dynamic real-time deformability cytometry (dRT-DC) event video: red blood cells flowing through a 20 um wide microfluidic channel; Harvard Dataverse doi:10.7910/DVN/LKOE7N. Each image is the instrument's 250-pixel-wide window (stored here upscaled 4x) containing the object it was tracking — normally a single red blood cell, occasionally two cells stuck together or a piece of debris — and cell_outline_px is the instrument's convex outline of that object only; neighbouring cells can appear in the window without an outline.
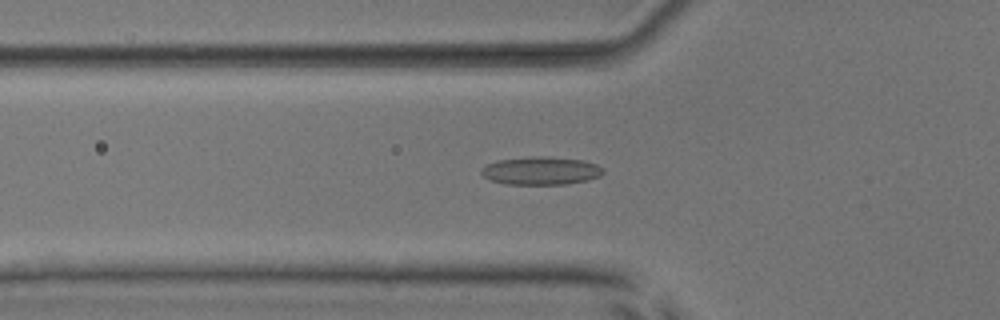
{"species": "common noctule bat (a hibernating species)", "species_latin": "Nyctalus noctula", "temperature_condition": "room temperature", "stored_images_in_passage": 51, "camera_frame_rate_fps": 3000, "um_per_image_px": 0.085, "animal": {"sex": "male", "body_mass_g": 17.9, "forearm_length_mm": 54.2}, "frame": {"image": 1, "passage_image": 19, "time_ms": 6.0, "image_size_px": [1000, 320], "cell_outline_px": [[604, 172], [600, 176], [588, 180], [564, 184], [508, 184], [492, 180], [484, 176], [480, 172], [480, 168], [496, 160], [528, 156], [548, 156], [584, 160], [596, 164], [604, 168]], "centroid_in_image_um": [45.99, 14.49], "position_along_channel_um": 79.8, "area_um2": 20.06}}
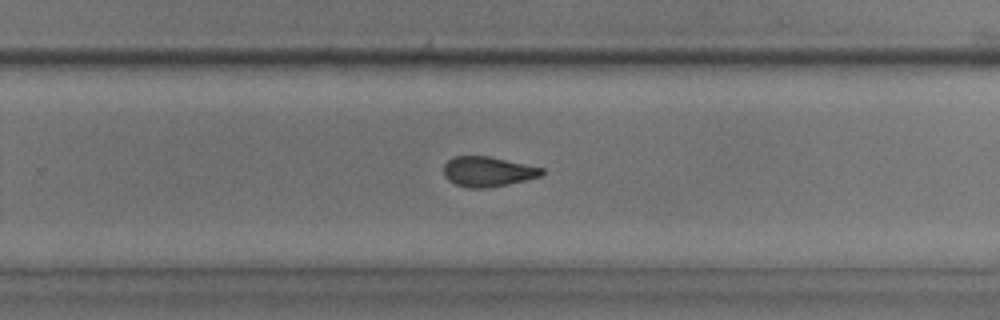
{"frame": {"image": 2, "passage_image": 35, "time_ms": 11.333, "image_size_px": [1000, 320], "cell_outline_px": [[544, 172], [540, 176], [508, 184], [488, 188], [468, 188], [456, 184], [448, 180], [444, 176], [444, 164], [452, 156], [488, 156], [544, 168]], "centroid_in_image_um": [41.43, 14.58], "position_along_channel_um": 288.4, "area_um2": 17.11}}
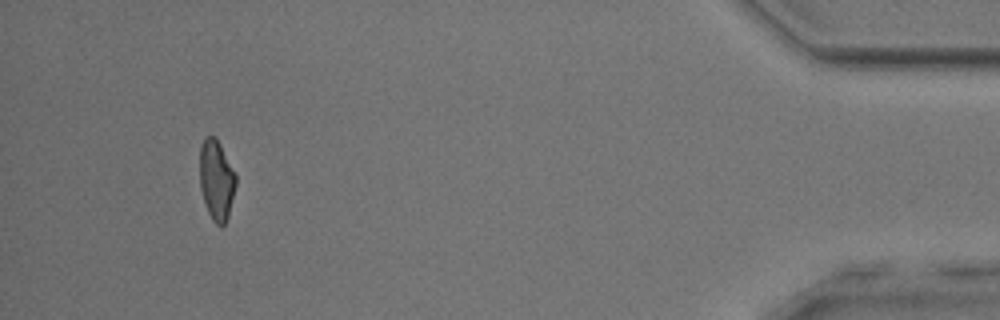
{"frame": {"image": 3, "passage_image": 50, "time_ms": 16.333, "image_size_px": [1000, 320], "cell_outline_px": [[236, 184], [228, 216], [224, 224], [220, 228], [212, 220], [208, 212], [200, 188], [200, 148], [204, 136], [216, 136], [236, 176]], "centroid_in_image_um": [18.38, 15.3], "position_along_channel_um": 416.8, "area_um2": 16.76}}